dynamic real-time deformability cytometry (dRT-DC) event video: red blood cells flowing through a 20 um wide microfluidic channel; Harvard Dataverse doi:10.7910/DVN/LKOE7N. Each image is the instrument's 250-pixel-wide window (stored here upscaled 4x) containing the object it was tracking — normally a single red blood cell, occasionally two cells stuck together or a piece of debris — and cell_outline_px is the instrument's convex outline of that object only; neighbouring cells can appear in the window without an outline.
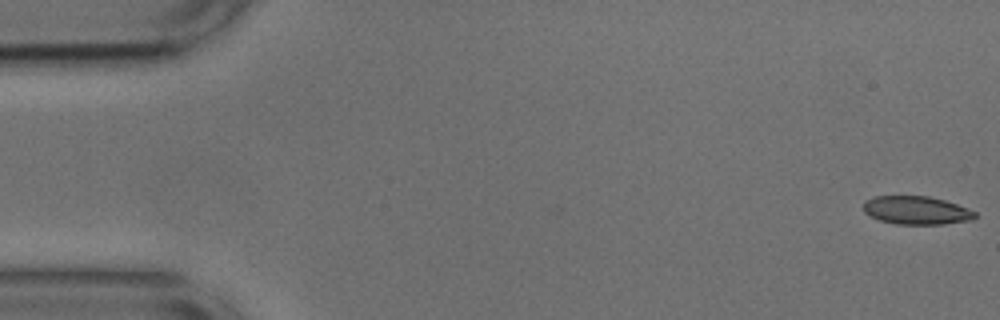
{"species": "common noctule bat (a hibernating species)", "species_latin": "Nyctalus noctula", "temperature_condition": "cold", "stored_images_in_passage": 54, "camera_frame_rate_fps": 3000, "um_per_image_px": 0.085, "animal": {"sex": "male", "body_mass_g": 17.9, "forearm_length_mm": 54.2}, "frame": {"image": 1, "passage_image": 1, "time_ms": 0.0, "image_size_px": [1000, 320], "cell_outline_px": [[976, 216], [972, 220], [944, 224], [896, 224], [880, 220], [864, 212], [864, 200], [876, 196], [928, 196], [944, 200], [968, 208], [976, 212]], "centroid_in_image_um": [77.91, 17.87], "position_along_channel_um": 7.1, "area_um2": 18.32}}
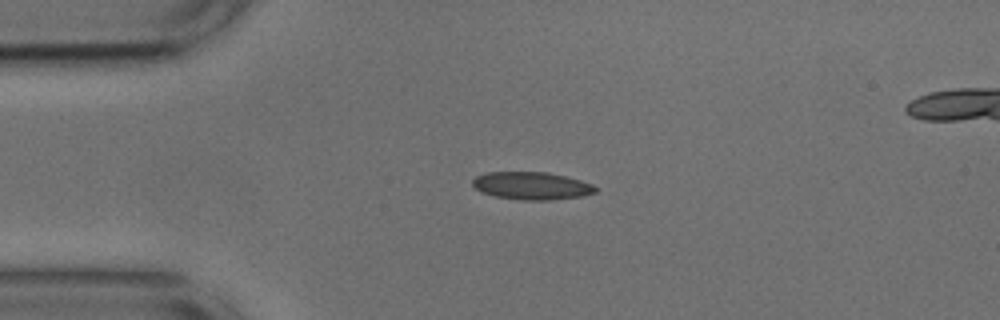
{"frame": {"image": 2, "passage_image": 12, "time_ms": 3.667, "image_size_px": [1000, 320], "cell_outline_px": [[600, 188], [596, 192], [580, 196], [548, 200], [524, 200], [496, 196], [480, 192], [472, 184], [472, 180], [476, 176], [488, 172], [548, 172], [580, 180], [592, 184]], "centroid_in_image_um": [45.2, 15.78], "position_along_channel_um": 39.8, "area_um2": 19.71}}
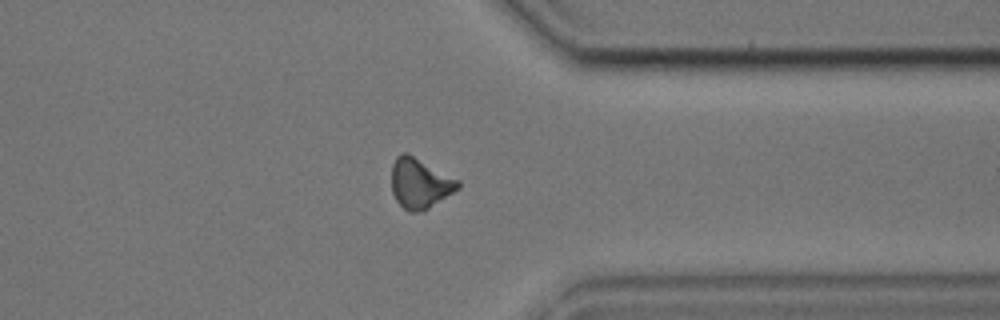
{"frame": {"image": 3, "passage_image": 41, "time_ms": 13.333, "image_size_px": [1000, 320], "cell_outline_px": [[460, 188], [428, 208], [420, 212], [408, 212], [396, 200], [392, 192], [392, 164], [396, 156], [400, 152], [408, 152], [460, 180]], "centroid_in_image_um": [35.69, 15.55], "position_along_channel_um": 375.7, "area_um2": 19.59}, "authors_computed_cell_mechanics": {"area_um2": 18.9873, "velocity_mm_per_s": 3.7637, "shape_relaxation_time_tau1_ms": 7.4821, "shape_relaxation_time_tau2_ms": 4.7281, "deformation_change_tau1": 0.1674, "deformation_change_tau2": 0.1308}}